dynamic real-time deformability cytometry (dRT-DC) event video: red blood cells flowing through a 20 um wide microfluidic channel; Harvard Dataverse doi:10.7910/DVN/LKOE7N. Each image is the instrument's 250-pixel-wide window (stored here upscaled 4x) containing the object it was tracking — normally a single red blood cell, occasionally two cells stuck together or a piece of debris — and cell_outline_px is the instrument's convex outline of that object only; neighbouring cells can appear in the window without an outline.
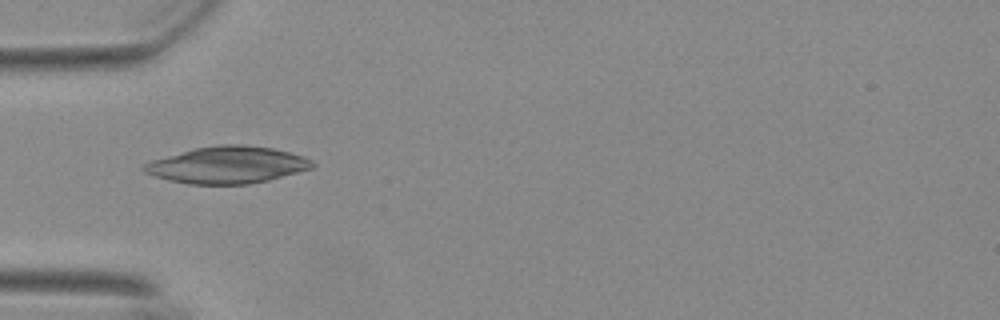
{"species": "Egyptian fruit bat (a non-hibernating species)", "species_latin": "Rousettus aegyptiacus", "temperature_condition": "warm", "stored_images_in_passage": 23, "camera_frame_rate_fps": 3000, "um_per_image_px": 0.085, "animal": {"sex": "female"}, "frame": {"image": 1, "passage_image": 1, "time_ms": 0.0, "image_size_px": [1000, 320], "cell_outline_px": [[316, 164], [312, 168], [268, 180], [248, 184], [188, 184], [168, 180], [144, 172], [140, 168], [144, 164], [152, 160], [196, 148], [220, 144], [244, 144], [272, 148], [304, 156], [312, 160]], "centroid_in_image_um": [19.33, 14.02], "position_along_channel_um": 65.7, "area_um2": 36.01}}